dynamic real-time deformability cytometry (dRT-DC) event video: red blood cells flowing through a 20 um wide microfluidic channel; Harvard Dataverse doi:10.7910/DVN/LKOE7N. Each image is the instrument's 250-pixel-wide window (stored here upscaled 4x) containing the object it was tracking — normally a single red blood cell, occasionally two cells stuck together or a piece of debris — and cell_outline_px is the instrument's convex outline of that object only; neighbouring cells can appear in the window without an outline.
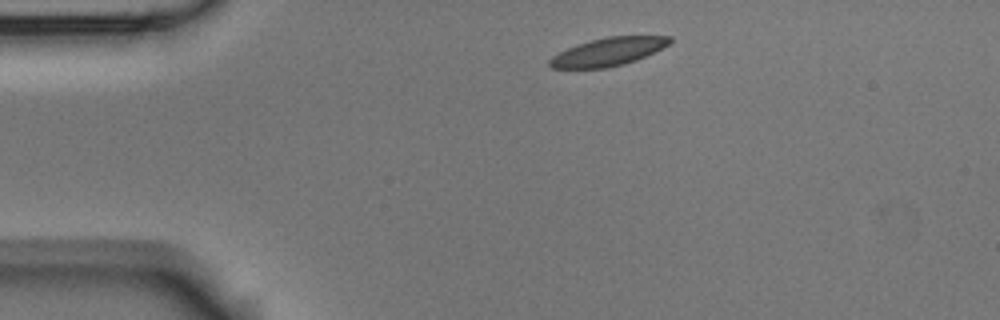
{"species": "Egyptian fruit bat (a non-hibernating species)", "species_latin": "Rousettus aegyptiacus", "temperature_condition": "room temperature", "stored_images_in_passage": 3, "camera_frame_rate_fps": 3000, "um_per_image_px": 0.085, "animal": {"sex": "male"}, "frame": {"image": 1, "passage_image": 1, "time_ms": 0.0, "image_size_px": [1000, 320], "cell_outline_px": [[672, 40], [668, 44], [636, 60], [624, 64], [604, 68], [552, 68], [548, 64], [548, 60], [552, 56], [576, 44], [608, 36], [672, 36]], "centroid_in_image_um": [51.66, 4.4], "position_along_channel_um": 33.3, "area_um2": 19.36}}
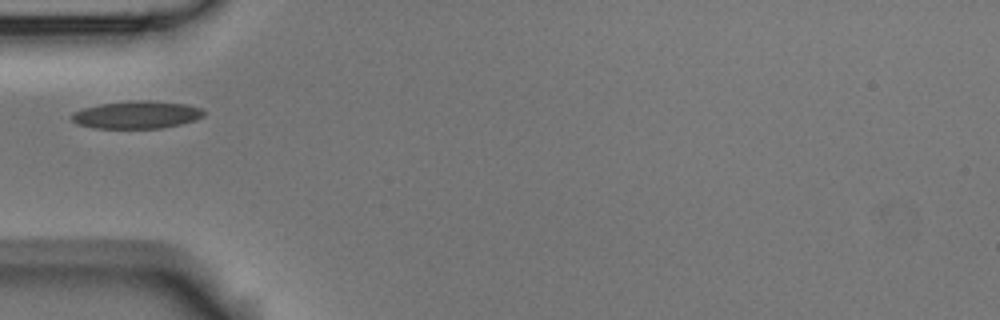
{"frame": {"image": 2, "passage_image": 3, "time_ms": 0.667, "image_size_px": [1000, 320], "cell_outline_px": [[204, 116], [196, 120], [180, 124], [160, 128], [92, 128], [76, 124], [72, 120], [72, 112], [84, 108], [100, 104], [132, 100], [148, 100], [188, 104], [200, 108], [204, 112]], "centroid_in_image_um": [11.61, 9.75], "position_along_channel_um": 73.4, "area_um2": 21.33}}